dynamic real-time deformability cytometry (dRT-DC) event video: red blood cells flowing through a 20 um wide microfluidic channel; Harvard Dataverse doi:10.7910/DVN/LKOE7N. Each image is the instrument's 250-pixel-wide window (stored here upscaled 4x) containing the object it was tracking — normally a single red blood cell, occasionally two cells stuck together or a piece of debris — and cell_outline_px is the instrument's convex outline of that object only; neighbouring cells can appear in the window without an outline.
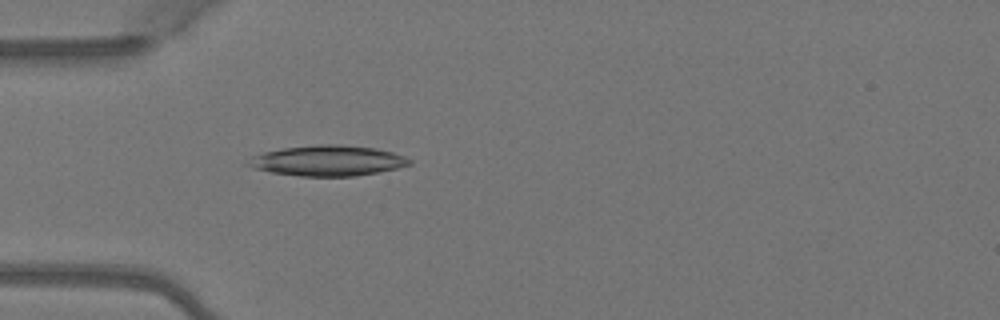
{"species": "Egyptian fruit bat (a non-hibernating species)", "species_latin": "Rousettus aegyptiacus", "temperature_condition": "warm", "stored_images_in_passage": 3, "camera_frame_rate_fps": 3000, "um_per_image_px": 0.085, "animal": {"sex": "female"}, "frame": {"image": 1, "passage_image": 3, "time_ms": 0.667, "image_size_px": [1000, 320], "cell_outline_px": [[412, 164], [380, 172], [356, 176], [300, 176], [272, 172], [252, 168], [244, 164], [252, 156], [264, 152], [284, 148], [316, 144], [340, 144], [376, 148], [392, 152], [404, 156], [412, 160]], "centroid_in_image_um": [27.86, 13.65], "position_along_channel_um": 57.1, "area_um2": 28.78}}